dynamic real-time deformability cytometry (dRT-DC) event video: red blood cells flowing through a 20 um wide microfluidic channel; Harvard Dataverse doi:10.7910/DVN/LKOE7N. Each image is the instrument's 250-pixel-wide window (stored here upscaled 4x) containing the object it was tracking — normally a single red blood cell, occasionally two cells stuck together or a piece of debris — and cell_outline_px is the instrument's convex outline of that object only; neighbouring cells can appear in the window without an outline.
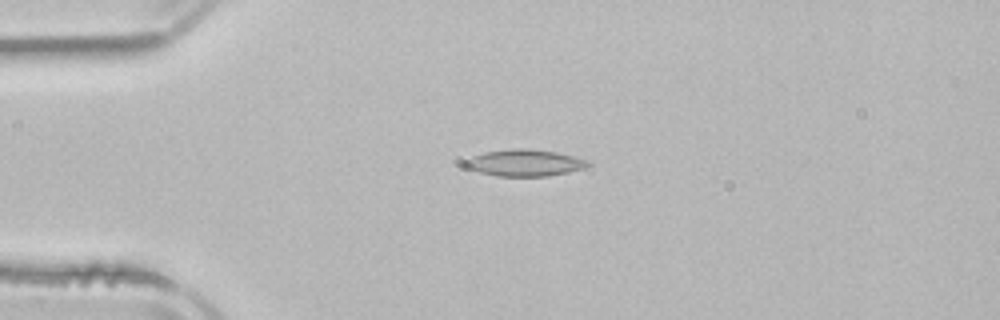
{"species": "common noctule bat (a hibernating species)", "species_latin": "Nyctalus noctula", "temperature_condition": "room temperature", "stored_images_in_passage": 4, "camera_frame_rate_fps": 3000, "um_per_image_px": 0.085, "animal": {"sex": "male", "body_mass_g": 21.5, "forearm_length_mm": 52.0}, "frame": {"image": 1, "passage_image": 2, "time_ms": 1.333, "image_size_px": [1000, 320], "cell_outline_px": [[592, 164], [584, 168], [568, 172], [548, 176], [496, 176], [480, 172], [468, 168], [464, 164], [464, 160], [472, 156], [484, 152], [512, 148], [528, 148], [556, 152], [588, 160]], "centroid_in_image_um": [44.59, 13.83], "position_along_channel_um": 40.4, "area_um2": 19.13}}
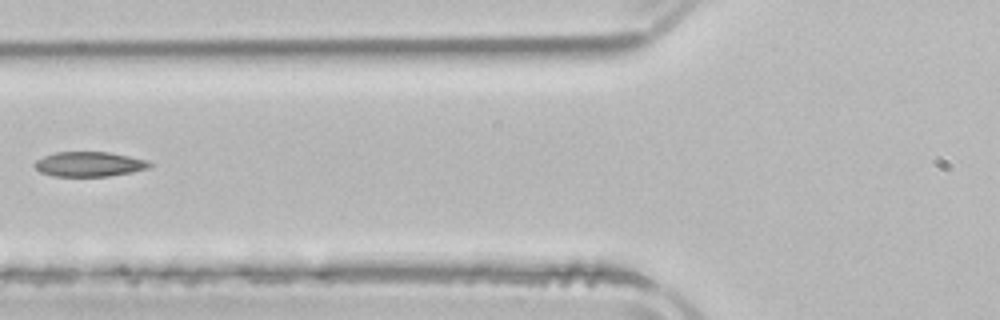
{"frame": {"image": 2, "passage_image": 4, "time_ms": 4.0, "image_size_px": [1000, 320], "cell_outline_px": [[152, 164], [148, 168], [132, 172], [108, 176], [52, 176], [40, 172], [32, 164], [36, 160], [44, 156], [56, 152], [108, 152], [148, 160]], "centroid_in_image_um": [7.56, 13.95], "position_along_channel_um": 118.2, "area_um2": 16.59}}